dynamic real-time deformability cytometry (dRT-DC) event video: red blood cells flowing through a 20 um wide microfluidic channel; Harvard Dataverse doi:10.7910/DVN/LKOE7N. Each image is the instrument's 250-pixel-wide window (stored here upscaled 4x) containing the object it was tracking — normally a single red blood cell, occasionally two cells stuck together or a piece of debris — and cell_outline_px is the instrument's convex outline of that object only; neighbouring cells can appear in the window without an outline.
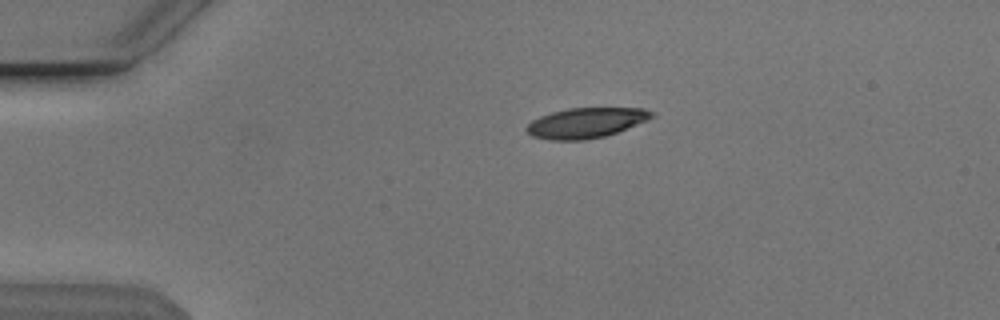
{"species": "Egyptian fruit bat (a non-hibernating species)", "species_latin": "Rousettus aegyptiacus", "temperature_condition": "cold", "stored_images_in_passage": 43, "camera_frame_rate_fps": 3000, "um_per_image_px": 0.085, "animal": {"sex": "male"}, "frame": {"image": 1, "passage_image": 1, "time_ms": 0.0, "image_size_px": [1000, 320], "cell_outline_px": [[656, 116], [648, 120], [616, 132], [604, 136], [584, 140], [552, 140], [532, 136], [524, 128], [532, 120], [540, 116], [552, 112], [568, 108], [644, 108], [656, 112]], "centroid_in_image_um": [49.83, 10.43], "position_along_channel_um": 35.2, "area_um2": 22.02}}
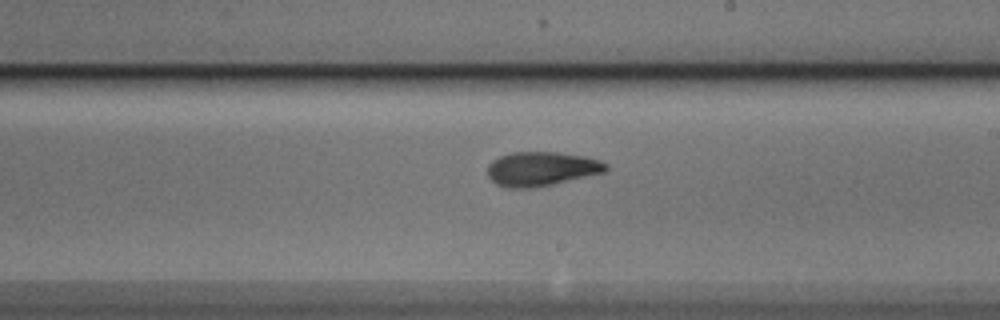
{"frame": {"image": 2, "passage_image": 21, "time_ms": 6.667, "image_size_px": [1000, 320], "cell_outline_px": [[608, 168], [604, 172], [552, 184], [532, 188], [508, 188], [496, 184], [488, 176], [488, 164], [492, 160], [500, 156], [512, 152], [560, 152], [584, 156], [600, 160], [608, 164]], "centroid_in_image_um": [46.01, 14.34], "position_along_channel_um": 243.0, "area_um2": 23.58}}
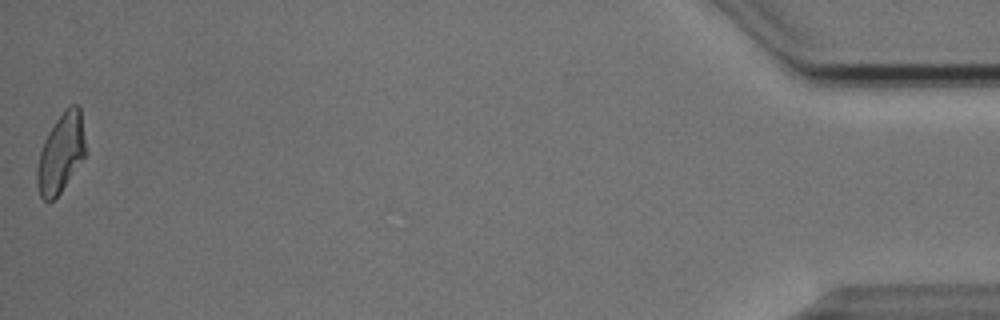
{"frame": {"image": 3, "passage_image": 43, "time_ms": 14.0, "image_size_px": [1000, 320], "cell_outline_px": [[88, 152], [60, 192], [52, 200], [44, 200], [40, 196], [36, 184], [36, 168], [40, 152], [44, 140], [48, 132], [56, 120], [72, 104], [80, 104]], "centroid_in_image_um": [5.2, 13.0], "position_along_channel_um": 430.0, "area_um2": 22.48}, "authors_computed_cell_mechanics": {"area_um2": 22.8888, "velocity_mm_per_s": 3.8306, "shape_relaxation_time_tau1_ms": 3.3659, "shape_relaxation_time_tau2_ms": 3.2253, "deformation_change_tau1": 0.1426, "deformation_change_tau2": 0.1094}}